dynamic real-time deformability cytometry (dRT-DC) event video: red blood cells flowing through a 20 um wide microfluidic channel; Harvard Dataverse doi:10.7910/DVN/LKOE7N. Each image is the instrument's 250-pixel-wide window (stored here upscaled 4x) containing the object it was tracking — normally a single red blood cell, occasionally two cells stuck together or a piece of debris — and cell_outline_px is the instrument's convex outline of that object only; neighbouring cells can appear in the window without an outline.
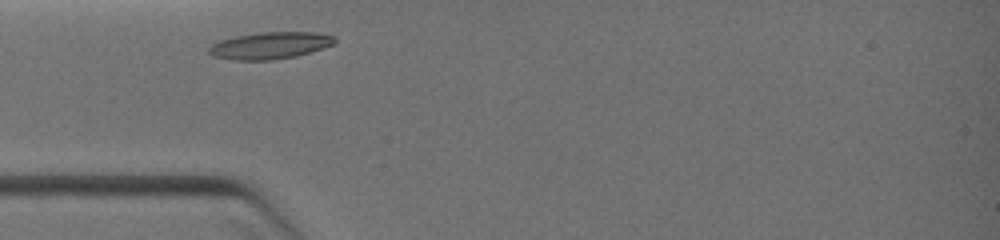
{"species": "common noctule bat (a hibernating species)", "species_latin": "Nyctalus noctula", "temperature_condition": "warm", "stored_images_in_passage": 16, "camera_frame_rate_fps": 3000, "um_per_image_px": 0.085, "animal": {"sex": "female", "body_mass_g": 19.0, "forearm_length_mm": 51.5}, "frame": {"image": 1, "passage_image": 1, "time_ms": 0.0, "image_size_px": [1000, 240], "cell_outline_px": [[336, 40], [332, 44], [324, 48], [296, 56], [272, 60], [232, 60], [212, 56], [208, 52], [208, 48], [212, 44], [220, 40], [236, 36], [260, 32], [316, 32], [336, 36]], "centroid_in_image_um": [22.95, 3.87], "position_along_channel_um": 62.1, "area_um2": 19.83}}
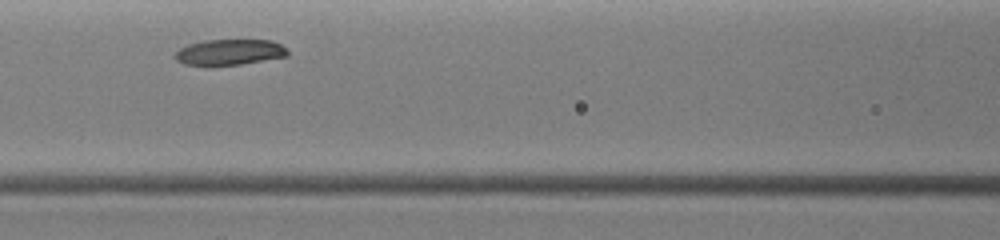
{"frame": {"image": 2, "passage_image": 11, "time_ms": 1.667, "image_size_px": [1000, 240], "cell_outline_px": [[288, 56], [240, 64], [204, 68], [184, 64], [176, 60], [172, 56], [180, 48], [188, 44], [204, 40], [272, 40], [288, 48]], "centroid_in_image_um": [19.45, 4.46], "position_along_channel_um": 147.2, "area_um2": 17.51}}
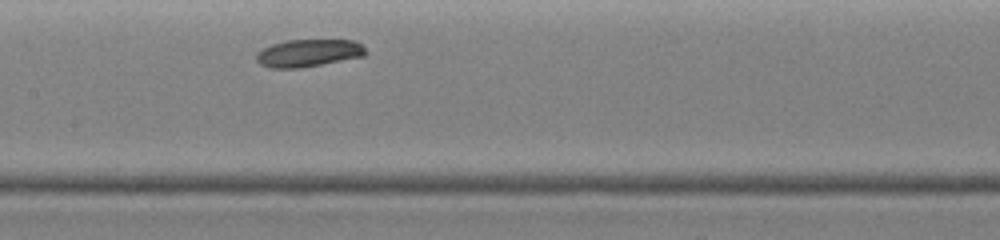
{"frame": {"image": 3, "passage_image": 14, "time_ms": 2.333, "image_size_px": [1000, 240], "cell_outline_px": [[368, 52], [364, 56], [300, 68], [272, 68], [260, 64], [256, 60], [256, 52], [272, 44], [288, 40], [352, 40], [360, 44]], "centroid_in_image_um": [26.2, 4.51], "position_along_channel_um": 181.2, "area_um2": 17.4}}